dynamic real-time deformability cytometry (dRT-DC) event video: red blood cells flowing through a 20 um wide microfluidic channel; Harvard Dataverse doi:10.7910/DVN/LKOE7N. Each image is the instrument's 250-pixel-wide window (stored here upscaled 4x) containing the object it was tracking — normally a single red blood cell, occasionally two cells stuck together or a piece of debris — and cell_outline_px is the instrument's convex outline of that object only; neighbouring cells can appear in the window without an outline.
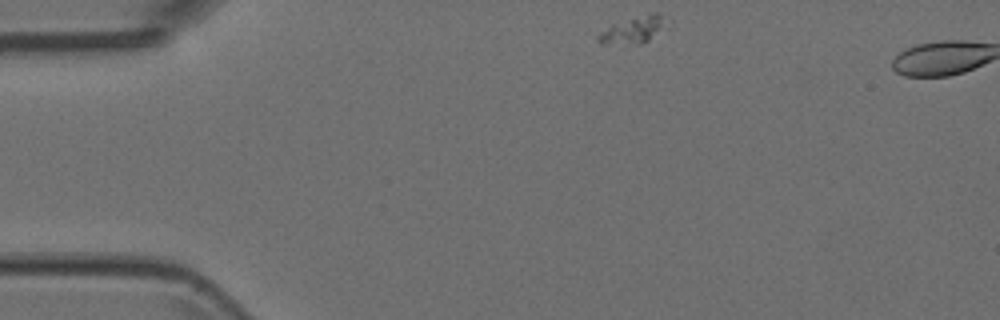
{"species": "Egyptian fruit bat (a non-hibernating species)", "species_latin": "Rousettus aegyptiacus", "temperature_condition": "room temperature", "stored_images_in_passage": 3, "segment_of_instrument_passage": [1, 2], "camera_frame_rate_fps": 3000, "um_per_image_px": 0.085, "animal": {"sex": "female"}, "frame": {"image": 1, "passage_image": 1, "time_ms": 0.0, "image_size_px": [1000, 320], "cell_outline_px": [[672, 28], [640, 44], [600, 44], [596, 40], [596, 36], [600, 32], [612, 24], [656, 12], [660, 12], [672, 20]], "centroid_in_image_um": [54.01, 2.54], "position_along_channel_um": 31.0, "area_um2": 11.39}}